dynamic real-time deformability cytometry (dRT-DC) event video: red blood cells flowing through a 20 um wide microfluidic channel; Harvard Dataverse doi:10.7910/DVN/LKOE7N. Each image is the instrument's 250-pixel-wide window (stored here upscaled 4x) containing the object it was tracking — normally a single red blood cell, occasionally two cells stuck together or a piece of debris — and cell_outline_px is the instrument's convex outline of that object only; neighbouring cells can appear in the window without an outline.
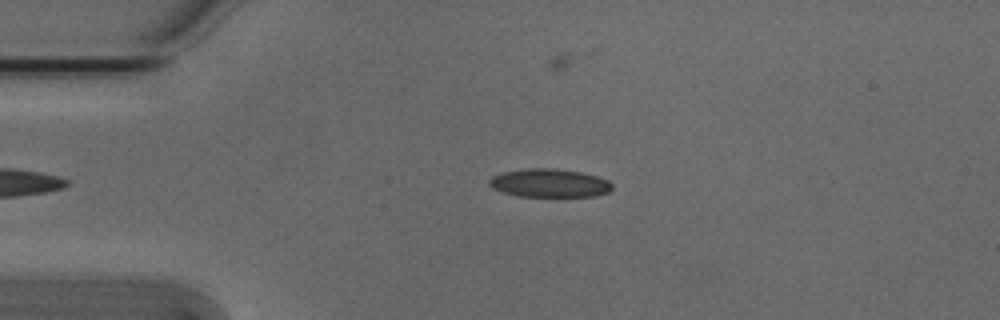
{"species": "Egyptian fruit bat (a non-hibernating species)", "species_latin": "Rousettus aegyptiacus", "temperature_condition": "cold", "stored_images_in_passage": 47, "camera_frame_rate_fps": 3000, "um_per_image_px": 0.085, "animal": {"sex": "male"}, "frame": {"image": 1, "passage_image": 11, "time_ms": 3.333, "image_size_px": [1000, 320], "cell_outline_px": [[612, 188], [608, 192], [596, 196], [516, 196], [492, 188], [488, 184], [488, 180], [492, 176], [504, 172], [528, 168], [552, 168], [580, 172], [596, 176], [608, 180], [612, 184]], "centroid_in_image_um": [46.69, 15.56], "position_along_channel_um": 38.3, "area_um2": 20.23}}
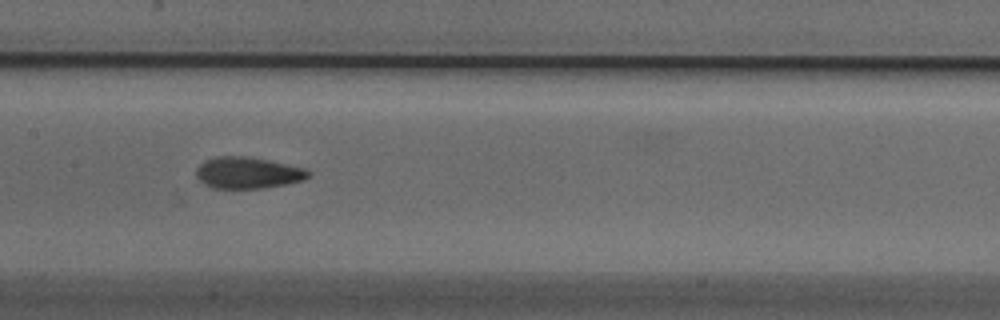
{"frame": {"image": 2, "passage_image": 25, "time_ms": 8.0, "image_size_px": [1000, 320], "cell_outline_px": [[312, 172], [304, 180], [288, 184], [264, 188], [212, 188], [204, 184], [196, 176], [196, 168], [204, 160], [216, 156], [248, 156], [268, 160], [304, 168]], "centroid_in_image_um": [21.05, 14.68], "position_along_channel_um": 186.3, "area_um2": 20.69}}
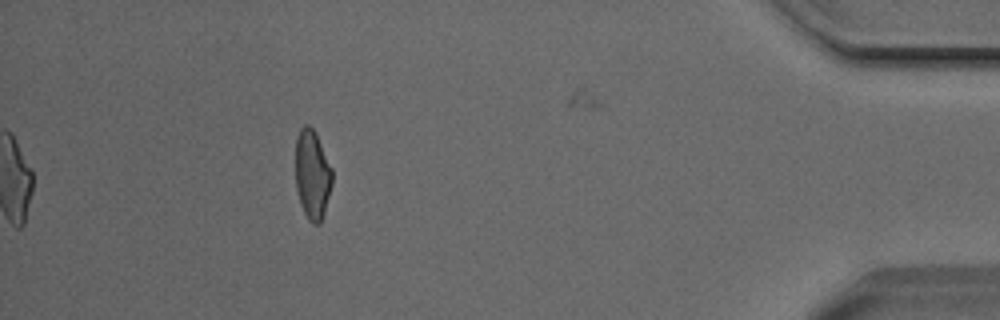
{"frame": {"image": 3, "passage_image": 47, "time_ms": 15.333, "image_size_px": [1000, 320], "cell_outline_px": [[332, 184], [324, 212], [320, 224], [312, 224], [308, 220], [300, 204], [296, 188], [296, 136], [300, 128], [304, 124], [308, 124], [316, 132], [332, 168]], "centroid_in_image_um": [26.54, 14.82], "position_along_channel_um": 408.7, "area_um2": 19.25}, "authors_computed_cell_mechanics": {"area_um2": 20.1722, "velocity_mm_per_s": 3.824, "shape_relaxation_time_tau1_ms": 3.9401, "shape_relaxation_time_tau2_ms": 1.6977, "deformation_change_tau1": 0.136, "deformation_change_tau2": 0.0766}}